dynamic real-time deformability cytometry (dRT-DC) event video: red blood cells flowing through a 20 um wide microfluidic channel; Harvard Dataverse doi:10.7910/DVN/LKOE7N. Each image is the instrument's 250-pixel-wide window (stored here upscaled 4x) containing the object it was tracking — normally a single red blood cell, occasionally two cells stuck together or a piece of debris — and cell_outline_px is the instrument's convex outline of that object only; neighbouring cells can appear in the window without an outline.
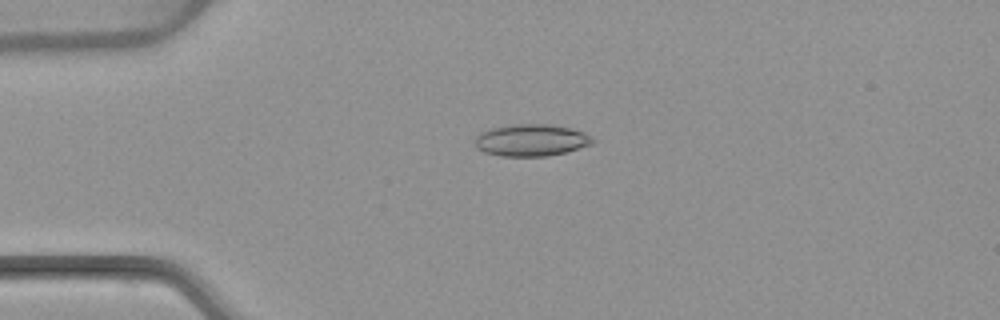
{"species": "common noctule bat (a hibernating species)", "species_latin": "Nyctalus noctula", "temperature_condition": "warm", "stored_images_in_passage": 52, "camera_frame_rate_fps": 3000, "um_per_image_px": 0.085, "animal": {"sex": "female", "body_mass_g": 22.7, "forearm_length_mm": 54.2}, "frame": {"image": 1, "passage_image": 12, "time_ms": 3.667, "image_size_px": [1000, 320], "cell_outline_px": [[596, 140], [592, 144], [564, 152], [548, 156], [500, 156], [484, 152], [476, 148], [476, 136], [480, 132], [488, 128], [516, 124], [552, 124], [572, 128], [584, 132]], "centroid_in_image_um": [45.15, 11.9], "position_along_channel_um": 39.9, "area_um2": 22.02}}
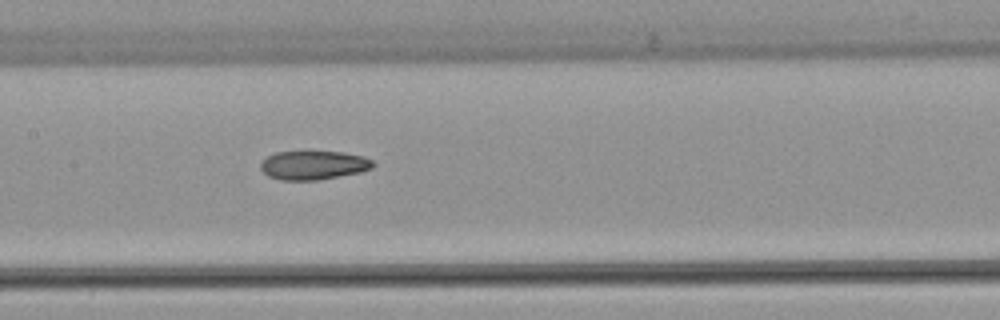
{"frame": {"image": 2, "passage_image": 25, "time_ms": 8.0, "image_size_px": [1000, 320], "cell_outline_px": [[376, 164], [372, 168], [360, 172], [320, 180], [280, 180], [268, 176], [260, 168], [260, 160], [276, 152], [308, 148], [344, 152], [364, 156], [372, 160]], "centroid_in_image_um": [26.63, 13.98], "position_along_channel_um": 180.8, "area_um2": 20.0}}
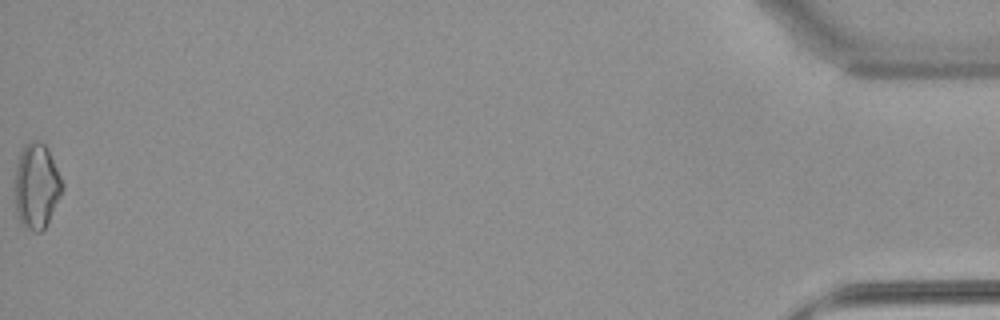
{"frame": {"image": 3, "passage_image": 52, "time_ms": 17.0, "image_size_px": [1000, 320], "cell_outline_px": [[64, 188], [44, 228], [40, 232], [32, 232], [20, 224], [16, 212], [16, 164], [20, 152], [24, 144], [32, 140], [40, 140], [48, 148], [64, 184]], "centroid_in_image_um": [3.11, 15.79], "position_along_channel_um": 432.1, "area_um2": 23.52}, "authors_computed_cell_mechanics": {"area_um2": 20.3167, "velocity_mm_per_s": 3.9253, "shape_relaxation_time_tau1_ms": null, "shape_relaxation_time_tau2_ms": 5.3359, "deformation_change_tau1": null, "deformation_change_tau2": 0.1378}}